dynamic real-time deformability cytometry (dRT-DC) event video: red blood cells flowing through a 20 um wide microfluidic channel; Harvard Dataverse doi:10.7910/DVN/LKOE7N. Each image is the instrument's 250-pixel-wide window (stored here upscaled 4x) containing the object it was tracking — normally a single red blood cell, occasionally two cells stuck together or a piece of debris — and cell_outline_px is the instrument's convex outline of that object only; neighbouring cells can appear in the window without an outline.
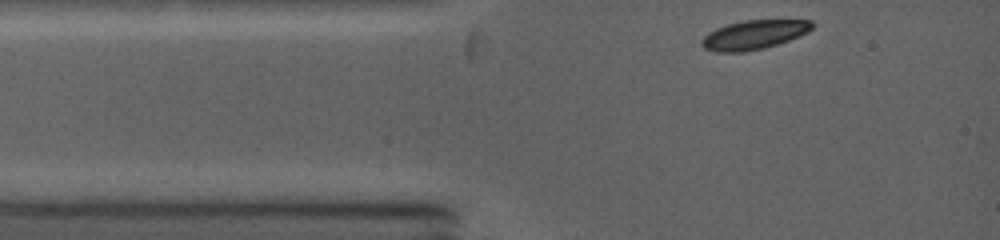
{"species": "common noctule bat (a hibernating species)", "species_latin": "Nyctalus noctula", "temperature_condition": "warm", "stored_images_in_passage": 7, "camera_frame_rate_fps": 5000, "um_per_image_px": 0.085, "animal": {"sex": "female", "body_mass_g": 19.0, "forearm_length_mm": 53.3}, "frame": {"image": 1, "passage_image": 1, "time_ms": 0.0, "image_size_px": [1000, 240], "cell_outline_px": [[816, 24], [808, 32], [800, 36], [764, 48], [744, 52], [716, 52], [704, 48], [700, 44], [700, 40], [708, 32], [716, 28], [728, 24], [744, 20], [812, 20]], "centroid_in_image_um": [64.08, 2.95], "position_along_channel_um": 20.9, "area_um2": 18.84}}
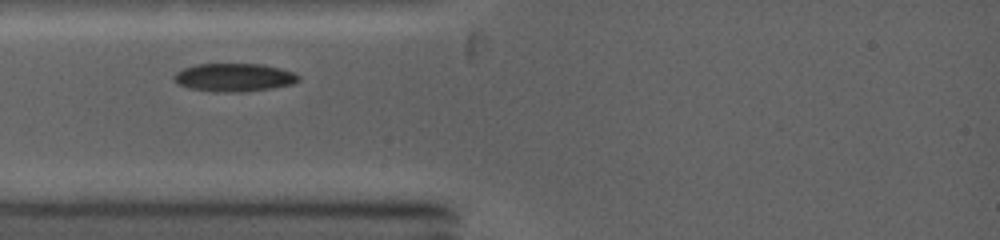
{"frame": {"image": 2, "passage_image": 5, "time_ms": 1.6, "image_size_px": [1000, 240], "cell_outline_px": [[300, 80], [292, 84], [272, 88], [244, 92], [212, 92], [188, 88], [172, 80], [172, 76], [176, 72], [184, 68], [196, 64], [264, 64], [280, 68], [292, 72], [300, 76]], "centroid_in_image_um": [19.88, 6.59], "position_along_channel_um": 65.1, "area_um2": 20.63}}